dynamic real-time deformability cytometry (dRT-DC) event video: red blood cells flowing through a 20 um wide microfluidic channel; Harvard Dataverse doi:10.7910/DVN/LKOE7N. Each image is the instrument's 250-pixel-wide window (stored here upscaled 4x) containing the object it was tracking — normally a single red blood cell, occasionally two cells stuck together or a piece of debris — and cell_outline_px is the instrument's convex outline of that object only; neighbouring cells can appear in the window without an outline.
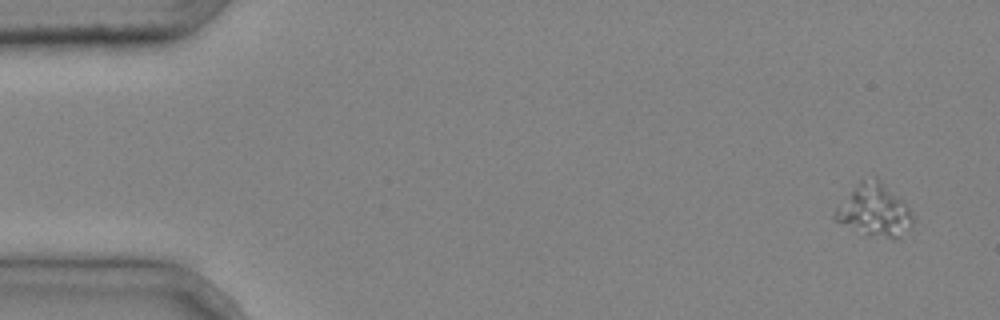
{"species": "common noctule bat (a hibernating species)", "species_latin": "Nyctalus noctula", "temperature_condition": "cold", "stored_images_in_passage": 5, "camera_frame_rate_fps": 3000, "um_per_image_px": 0.085, "animal": {"sex": "male", "body_mass_g": 20.4}, "frame": {"image": 1, "passage_image": 5, "time_ms": 1.333, "image_size_px": [1000, 320], "cell_outline_px": [[916, 220], [912, 228], [900, 240], [868, 232], [836, 220], [832, 216], [860, 180], [876, 176], [904, 200], [912, 212]], "centroid_in_image_um": [74.48, 17.85], "position_along_channel_um": 10.5, "area_um2": 23.06}}